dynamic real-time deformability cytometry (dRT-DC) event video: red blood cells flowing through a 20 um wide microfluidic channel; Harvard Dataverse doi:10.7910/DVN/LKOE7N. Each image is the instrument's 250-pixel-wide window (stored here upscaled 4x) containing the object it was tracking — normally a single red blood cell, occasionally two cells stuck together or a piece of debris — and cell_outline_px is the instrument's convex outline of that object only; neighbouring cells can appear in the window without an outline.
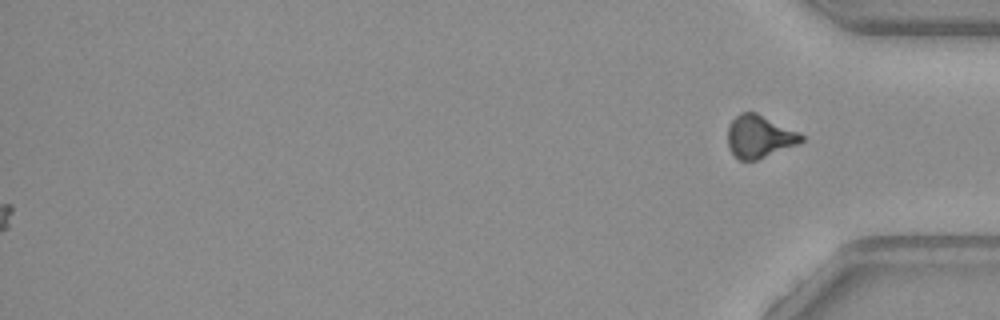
{"species": "common noctule bat (a hibernating species)", "species_latin": "Nyctalus noctula", "temperature_condition": "warm", "stored_images_in_passage": 50, "camera_frame_rate_fps": 3000, "um_per_image_px": 0.085, "animal": {"sex": "female", "body_mass_g": 19.3, "forearm_length_mm": 54.1}, "frame": {"image": 1, "passage_image": 50, "time_ms": 16.333, "image_size_px": [1000, 320], "cell_outline_px": [[804, 140], [800, 144], [756, 160], [740, 160], [728, 148], [728, 128], [732, 120], [740, 112], [756, 112], [800, 132], [804, 136]], "centroid_in_image_um": [64.58, 11.6], "position_along_channel_um": 370.6, "area_um2": 18.38}}